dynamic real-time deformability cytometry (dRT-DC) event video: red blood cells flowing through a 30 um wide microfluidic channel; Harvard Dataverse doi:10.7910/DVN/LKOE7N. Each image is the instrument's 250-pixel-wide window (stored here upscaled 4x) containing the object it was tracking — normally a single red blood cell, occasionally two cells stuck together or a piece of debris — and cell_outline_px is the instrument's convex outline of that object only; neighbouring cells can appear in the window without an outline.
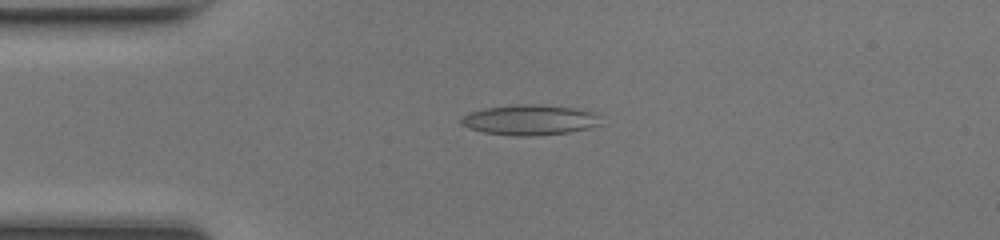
{"species": "common noctule bat (a hibernating species)", "species_latin": "Nyctalus noctula", "temperature_condition": "room temperature", "stored_images_in_passage": 47, "camera_frame_rate_fps": 3000, "um_per_image_px": 0.085, "animal": {"sex": "female", "body_mass_g": 17.0, "forearm_length_mm": 48.0}, "frame": {"image": 1, "passage_image": 10, "time_ms": 3.0, "image_size_px": [1000, 240], "cell_outline_px": [[600, 124], [588, 128], [568, 132], [532, 136], [516, 136], [484, 132], [468, 128], [460, 124], [460, 116], [468, 112], [484, 108], [516, 104], [540, 104], [576, 108], [596, 112]], "centroid_in_image_um": [44.98, 10.18], "position_along_channel_um": 40.0, "area_um2": 24.85}}
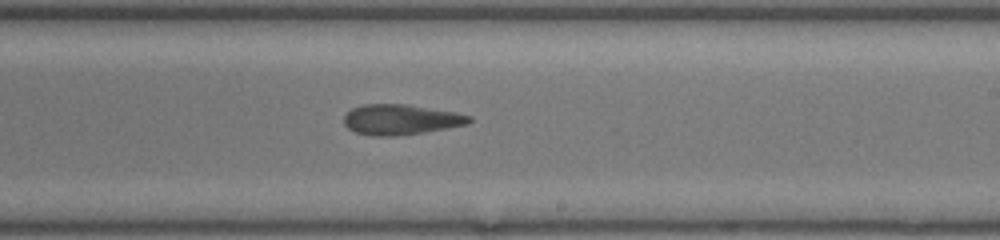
{"frame": {"image": 2, "passage_image": 27, "time_ms": 8.667, "image_size_px": [1000, 240], "cell_outline_px": [[472, 120], [468, 124], [448, 128], [400, 136], [372, 136], [356, 132], [348, 128], [344, 124], [344, 116], [352, 108], [364, 104], [408, 104], [456, 112], [472, 116]], "centroid_in_image_um": [34.09, 10.16], "position_along_channel_um": 254.9, "area_um2": 22.31}}
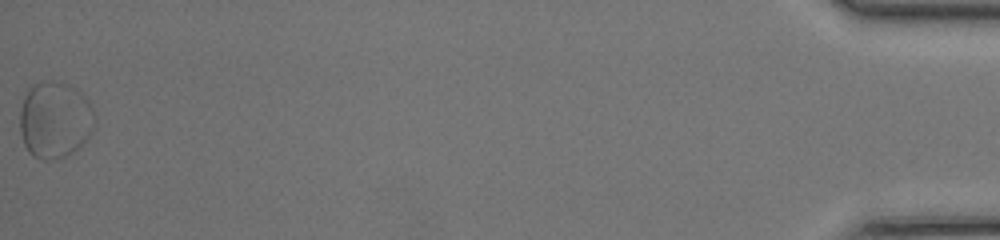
{"frame": {"image": 3, "passage_image": 47, "time_ms": 15.333, "image_size_px": [1000, 240], "cell_outline_px": [[96, 116], [92, 132], [84, 144], [72, 152], [64, 156], [52, 160], [40, 160], [32, 156], [28, 152], [24, 144], [20, 132], [20, 112], [24, 96], [28, 88], [36, 84], [52, 80], [76, 88], [88, 100]], "centroid_in_image_um": [4.67, 10.21], "position_along_channel_um": 430.5, "area_um2": 33.64}, "authors_computed_cell_mechanics": {"area_um2": 22.7154, "velocity_mm_per_s": 4.2517, "shape_relaxation_time_tau1_ms": 4.4561, "shape_relaxation_time_tau2_ms": 11.3705, "deformation_change_tau1": 0.0869, "deformation_change_tau2": 0.2712}}